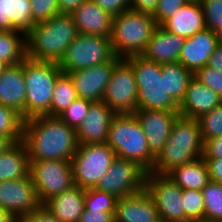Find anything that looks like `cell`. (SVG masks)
<instances>
[{
  "label": "cell",
  "mask_w": 222,
  "mask_h": 222,
  "mask_svg": "<svg viewBox=\"0 0 222 222\" xmlns=\"http://www.w3.org/2000/svg\"><path fill=\"white\" fill-rule=\"evenodd\" d=\"M115 212H103L97 209H84L79 222H115Z\"/></svg>",
  "instance_id": "45"
},
{
  "label": "cell",
  "mask_w": 222,
  "mask_h": 222,
  "mask_svg": "<svg viewBox=\"0 0 222 222\" xmlns=\"http://www.w3.org/2000/svg\"><path fill=\"white\" fill-rule=\"evenodd\" d=\"M91 103L92 102L88 100L77 98L58 117L69 127H72L76 130L88 114V108Z\"/></svg>",
  "instance_id": "37"
},
{
  "label": "cell",
  "mask_w": 222,
  "mask_h": 222,
  "mask_svg": "<svg viewBox=\"0 0 222 222\" xmlns=\"http://www.w3.org/2000/svg\"><path fill=\"white\" fill-rule=\"evenodd\" d=\"M106 143L116 157L133 161L147 173L151 172L156 157L150 152L142 126L134 113L113 116Z\"/></svg>",
  "instance_id": "4"
},
{
  "label": "cell",
  "mask_w": 222,
  "mask_h": 222,
  "mask_svg": "<svg viewBox=\"0 0 222 222\" xmlns=\"http://www.w3.org/2000/svg\"><path fill=\"white\" fill-rule=\"evenodd\" d=\"M220 43L219 34L211 29L198 31L192 37L185 39L178 62L195 74L208 65L211 55Z\"/></svg>",
  "instance_id": "17"
},
{
  "label": "cell",
  "mask_w": 222,
  "mask_h": 222,
  "mask_svg": "<svg viewBox=\"0 0 222 222\" xmlns=\"http://www.w3.org/2000/svg\"><path fill=\"white\" fill-rule=\"evenodd\" d=\"M114 56L110 37L79 34L68 46L58 66L67 74L103 64Z\"/></svg>",
  "instance_id": "9"
},
{
  "label": "cell",
  "mask_w": 222,
  "mask_h": 222,
  "mask_svg": "<svg viewBox=\"0 0 222 222\" xmlns=\"http://www.w3.org/2000/svg\"><path fill=\"white\" fill-rule=\"evenodd\" d=\"M72 16L79 34L111 36L113 16L92 0L81 3Z\"/></svg>",
  "instance_id": "23"
},
{
  "label": "cell",
  "mask_w": 222,
  "mask_h": 222,
  "mask_svg": "<svg viewBox=\"0 0 222 222\" xmlns=\"http://www.w3.org/2000/svg\"><path fill=\"white\" fill-rule=\"evenodd\" d=\"M101 9L109 12L112 16L118 15L131 9L130 0H92Z\"/></svg>",
  "instance_id": "42"
},
{
  "label": "cell",
  "mask_w": 222,
  "mask_h": 222,
  "mask_svg": "<svg viewBox=\"0 0 222 222\" xmlns=\"http://www.w3.org/2000/svg\"><path fill=\"white\" fill-rule=\"evenodd\" d=\"M115 113L105 102H92L88 114L76 129L79 145L106 143L109 125Z\"/></svg>",
  "instance_id": "18"
},
{
  "label": "cell",
  "mask_w": 222,
  "mask_h": 222,
  "mask_svg": "<svg viewBox=\"0 0 222 222\" xmlns=\"http://www.w3.org/2000/svg\"><path fill=\"white\" fill-rule=\"evenodd\" d=\"M167 31L185 39L206 28L203 9L199 0H190L163 25Z\"/></svg>",
  "instance_id": "24"
},
{
  "label": "cell",
  "mask_w": 222,
  "mask_h": 222,
  "mask_svg": "<svg viewBox=\"0 0 222 222\" xmlns=\"http://www.w3.org/2000/svg\"><path fill=\"white\" fill-rule=\"evenodd\" d=\"M24 119L13 109L0 104V134L13 143L22 141Z\"/></svg>",
  "instance_id": "33"
},
{
  "label": "cell",
  "mask_w": 222,
  "mask_h": 222,
  "mask_svg": "<svg viewBox=\"0 0 222 222\" xmlns=\"http://www.w3.org/2000/svg\"><path fill=\"white\" fill-rule=\"evenodd\" d=\"M145 189L153 198L160 220L164 222H190L185 217L182 189L166 175L146 174Z\"/></svg>",
  "instance_id": "13"
},
{
  "label": "cell",
  "mask_w": 222,
  "mask_h": 222,
  "mask_svg": "<svg viewBox=\"0 0 222 222\" xmlns=\"http://www.w3.org/2000/svg\"><path fill=\"white\" fill-rule=\"evenodd\" d=\"M29 161L70 160L78 149L76 130L58 116L40 115L24 120L23 138Z\"/></svg>",
  "instance_id": "1"
},
{
  "label": "cell",
  "mask_w": 222,
  "mask_h": 222,
  "mask_svg": "<svg viewBox=\"0 0 222 222\" xmlns=\"http://www.w3.org/2000/svg\"><path fill=\"white\" fill-rule=\"evenodd\" d=\"M13 142L6 136L0 134V154L10 147Z\"/></svg>",
  "instance_id": "50"
},
{
  "label": "cell",
  "mask_w": 222,
  "mask_h": 222,
  "mask_svg": "<svg viewBox=\"0 0 222 222\" xmlns=\"http://www.w3.org/2000/svg\"><path fill=\"white\" fill-rule=\"evenodd\" d=\"M219 36H220V41L222 43V31L219 33Z\"/></svg>",
  "instance_id": "53"
},
{
  "label": "cell",
  "mask_w": 222,
  "mask_h": 222,
  "mask_svg": "<svg viewBox=\"0 0 222 222\" xmlns=\"http://www.w3.org/2000/svg\"><path fill=\"white\" fill-rule=\"evenodd\" d=\"M209 168L210 181L222 184V159H204Z\"/></svg>",
  "instance_id": "47"
},
{
  "label": "cell",
  "mask_w": 222,
  "mask_h": 222,
  "mask_svg": "<svg viewBox=\"0 0 222 222\" xmlns=\"http://www.w3.org/2000/svg\"><path fill=\"white\" fill-rule=\"evenodd\" d=\"M194 77L215 92L222 99V73L206 65L199 69Z\"/></svg>",
  "instance_id": "40"
},
{
  "label": "cell",
  "mask_w": 222,
  "mask_h": 222,
  "mask_svg": "<svg viewBox=\"0 0 222 222\" xmlns=\"http://www.w3.org/2000/svg\"><path fill=\"white\" fill-rule=\"evenodd\" d=\"M221 103L222 99L215 92L193 77L188 84L186 95L179 105V114L186 118L198 119Z\"/></svg>",
  "instance_id": "22"
},
{
  "label": "cell",
  "mask_w": 222,
  "mask_h": 222,
  "mask_svg": "<svg viewBox=\"0 0 222 222\" xmlns=\"http://www.w3.org/2000/svg\"><path fill=\"white\" fill-rule=\"evenodd\" d=\"M119 59L120 57L114 56L103 64L67 73L73 81L78 98L90 102L102 101L114 65Z\"/></svg>",
  "instance_id": "15"
},
{
  "label": "cell",
  "mask_w": 222,
  "mask_h": 222,
  "mask_svg": "<svg viewBox=\"0 0 222 222\" xmlns=\"http://www.w3.org/2000/svg\"><path fill=\"white\" fill-rule=\"evenodd\" d=\"M166 176L182 190H203L210 182L208 164L202 157L173 168Z\"/></svg>",
  "instance_id": "27"
},
{
  "label": "cell",
  "mask_w": 222,
  "mask_h": 222,
  "mask_svg": "<svg viewBox=\"0 0 222 222\" xmlns=\"http://www.w3.org/2000/svg\"><path fill=\"white\" fill-rule=\"evenodd\" d=\"M17 222H60L45 206L41 205L37 210L25 214L17 219Z\"/></svg>",
  "instance_id": "43"
},
{
  "label": "cell",
  "mask_w": 222,
  "mask_h": 222,
  "mask_svg": "<svg viewBox=\"0 0 222 222\" xmlns=\"http://www.w3.org/2000/svg\"><path fill=\"white\" fill-rule=\"evenodd\" d=\"M115 222H158L156 204L146 189L118 198L114 214Z\"/></svg>",
  "instance_id": "19"
},
{
  "label": "cell",
  "mask_w": 222,
  "mask_h": 222,
  "mask_svg": "<svg viewBox=\"0 0 222 222\" xmlns=\"http://www.w3.org/2000/svg\"><path fill=\"white\" fill-rule=\"evenodd\" d=\"M32 22L34 24L48 21L60 14L58 0H30Z\"/></svg>",
  "instance_id": "39"
},
{
  "label": "cell",
  "mask_w": 222,
  "mask_h": 222,
  "mask_svg": "<svg viewBox=\"0 0 222 222\" xmlns=\"http://www.w3.org/2000/svg\"><path fill=\"white\" fill-rule=\"evenodd\" d=\"M185 38L170 33L162 26H157L142 56L158 64L178 62Z\"/></svg>",
  "instance_id": "21"
},
{
  "label": "cell",
  "mask_w": 222,
  "mask_h": 222,
  "mask_svg": "<svg viewBox=\"0 0 222 222\" xmlns=\"http://www.w3.org/2000/svg\"><path fill=\"white\" fill-rule=\"evenodd\" d=\"M161 74L165 75L167 92L180 105L194 74L179 62L161 64Z\"/></svg>",
  "instance_id": "29"
},
{
  "label": "cell",
  "mask_w": 222,
  "mask_h": 222,
  "mask_svg": "<svg viewBox=\"0 0 222 222\" xmlns=\"http://www.w3.org/2000/svg\"><path fill=\"white\" fill-rule=\"evenodd\" d=\"M29 175L42 205L75 186L70 160L30 161Z\"/></svg>",
  "instance_id": "10"
},
{
  "label": "cell",
  "mask_w": 222,
  "mask_h": 222,
  "mask_svg": "<svg viewBox=\"0 0 222 222\" xmlns=\"http://www.w3.org/2000/svg\"><path fill=\"white\" fill-rule=\"evenodd\" d=\"M190 0H159L157 8L152 15L158 26H162L177 10Z\"/></svg>",
  "instance_id": "41"
},
{
  "label": "cell",
  "mask_w": 222,
  "mask_h": 222,
  "mask_svg": "<svg viewBox=\"0 0 222 222\" xmlns=\"http://www.w3.org/2000/svg\"><path fill=\"white\" fill-rule=\"evenodd\" d=\"M159 0H130L131 9L153 15Z\"/></svg>",
  "instance_id": "46"
},
{
  "label": "cell",
  "mask_w": 222,
  "mask_h": 222,
  "mask_svg": "<svg viewBox=\"0 0 222 222\" xmlns=\"http://www.w3.org/2000/svg\"><path fill=\"white\" fill-rule=\"evenodd\" d=\"M85 189H71L47 200L45 206L60 222H79L84 211Z\"/></svg>",
  "instance_id": "25"
},
{
  "label": "cell",
  "mask_w": 222,
  "mask_h": 222,
  "mask_svg": "<svg viewBox=\"0 0 222 222\" xmlns=\"http://www.w3.org/2000/svg\"><path fill=\"white\" fill-rule=\"evenodd\" d=\"M84 1L87 0H58L60 13L72 14Z\"/></svg>",
  "instance_id": "48"
},
{
  "label": "cell",
  "mask_w": 222,
  "mask_h": 222,
  "mask_svg": "<svg viewBox=\"0 0 222 222\" xmlns=\"http://www.w3.org/2000/svg\"><path fill=\"white\" fill-rule=\"evenodd\" d=\"M78 35L72 14H57L36 23L26 34V57L59 64Z\"/></svg>",
  "instance_id": "2"
},
{
  "label": "cell",
  "mask_w": 222,
  "mask_h": 222,
  "mask_svg": "<svg viewBox=\"0 0 222 222\" xmlns=\"http://www.w3.org/2000/svg\"><path fill=\"white\" fill-rule=\"evenodd\" d=\"M34 25L30 0H0V31L17 30L26 35Z\"/></svg>",
  "instance_id": "26"
},
{
  "label": "cell",
  "mask_w": 222,
  "mask_h": 222,
  "mask_svg": "<svg viewBox=\"0 0 222 222\" xmlns=\"http://www.w3.org/2000/svg\"><path fill=\"white\" fill-rule=\"evenodd\" d=\"M146 174L137 163L116 157L95 189L110 193L117 199L136 194L145 189Z\"/></svg>",
  "instance_id": "12"
},
{
  "label": "cell",
  "mask_w": 222,
  "mask_h": 222,
  "mask_svg": "<svg viewBox=\"0 0 222 222\" xmlns=\"http://www.w3.org/2000/svg\"><path fill=\"white\" fill-rule=\"evenodd\" d=\"M134 115L142 126L150 152L157 157L167 142L174 121L180 115L179 111L137 109Z\"/></svg>",
  "instance_id": "16"
},
{
  "label": "cell",
  "mask_w": 222,
  "mask_h": 222,
  "mask_svg": "<svg viewBox=\"0 0 222 222\" xmlns=\"http://www.w3.org/2000/svg\"><path fill=\"white\" fill-rule=\"evenodd\" d=\"M0 222H17V219L9 212L0 208Z\"/></svg>",
  "instance_id": "51"
},
{
  "label": "cell",
  "mask_w": 222,
  "mask_h": 222,
  "mask_svg": "<svg viewBox=\"0 0 222 222\" xmlns=\"http://www.w3.org/2000/svg\"><path fill=\"white\" fill-rule=\"evenodd\" d=\"M157 26L151 14L133 9L113 16L110 40L115 56L141 55Z\"/></svg>",
  "instance_id": "5"
},
{
  "label": "cell",
  "mask_w": 222,
  "mask_h": 222,
  "mask_svg": "<svg viewBox=\"0 0 222 222\" xmlns=\"http://www.w3.org/2000/svg\"><path fill=\"white\" fill-rule=\"evenodd\" d=\"M115 114L134 113L138 109V88L132 65L120 58L114 65L102 99Z\"/></svg>",
  "instance_id": "11"
},
{
  "label": "cell",
  "mask_w": 222,
  "mask_h": 222,
  "mask_svg": "<svg viewBox=\"0 0 222 222\" xmlns=\"http://www.w3.org/2000/svg\"><path fill=\"white\" fill-rule=\"evenodd\" d=\"M203 142V159H222V135Z\"/></svg>",
  "instance_id": "44"
},
{
  "label": "cell",
  "mask_w": 222,
  "mask_h": 222,
  "mask_svg": "<svg viewBox=\"0 0 222 222\" xmlns=\"http://www.w3.org/2000/svg\"><path fill=\"white\" fill-rule=\"evenodd\" d=\"M125 59L134 71L138 88V109L179 111V104L166 90L161 64L142 55H131Z\"/></svg>",
  "instance_id": "6"
},
{
  "label": "cell",
  "mask_w": 222,
  "mask_h": 222,
  "mask_svg": "<svg viewBox=\"0 0 222 222\" xmlns=\"http://www.w3.org/2000/svg\"><path fill=\"white\" fill-rule=\"evenodd\" d=\"M26 85V119L48 115L57 78L63 73L57 63L33 60L23 61Z\"/></svg>",
  "instance_id": "7"
},
{
  "label": "cell",
  "mask_w": 222,
  "mask_h": 222,
  "mask_svg": "<svg viewBox=\"0 0 222 222\" xmlns=\"http://www.w3.org/2000/svg\"><path fill=\"white\" fill-rule=\"evenodd\" d=\"M117 198L106 192H101L95 188L85 190V209H97L103 212H115Z\"/></svg>",
  "instance_id": "36"
},
{
  "label": "cell",
  "mask_w": 222,
  "mask_h": 222,
  "mask_svg": "<svg viewBox=\"0 0 222 222\" xmlns=\"http://www.w3.org/2000/svg\"><path fill=\"white\" fill-rule=\"evenodd\" d=\"M8 67V64L0 60V75L4 72V70Z\"/></svg>",
  "instance_id": "52"
},
{
  "label": "cell",
  "mask_w": 222,
  "mask_h": 222,
  "mask_svg": "<svg viewBox=\"0 0 222 222\" xmlns=\"http://www.w3.org/2000/svg\"><path fill=\"white\" fill-rule=\"evenodd\" d=\"M0 104L13 109L26 120V85L23 62L8 65L0 75Z\"/></svg>",
  "instance_id": "20"
},
{
  "label": "cell",
  "mask_w": 222,
  "mask_h": 222,
  "mask_svg": "<svg viewBox=\"0 0 222 222\" xmlns=\"http://www.w3.org/2000/svg\"><path fill=\"white\" fill-rule=\"evenodd\" d=\"M203 139L197 119L178 116L151 172L166 175L173 168L202 157Z\"/></svg>",
  "instance_id": "3"
},
{
  "label": "cell",
  "mask_w": 222,
  "mask_h": 222,
  "mask_svg": "<svg viewBox=\"0 0 222 222\" xmlns=\"http://www.w3.org/2000/svg\"><path fill=\"white\" fill-rule=\"evenodd\" d=\"M185 217L190 222H204V200L202 190H182Z\"/></svg>",
  "instance_id": "34"
},
{
  "label": "cell",
  "mask_w": 222,
  "mask_h": 222,
  "mask_svg": "<svg viewBox=\"0 0 222 222\" xmlns=\"http://www.w3.org/2000/svg\"><path fill=\"white\" fill-rule=\"evenodd\" d=\"M202 193L204 222H222V184L210 181Z\"/></svg>",
  "instance_id": "32"
},
{
  "label": "cell",
  "mask_w": 222,
  "mask_h": 222,
  "mask_svg": "<svg viewBox=\"0 0 222 222\" xmlns=\"http://www.w3.org/2000/svg\"><path fill=\"white\" fill-rule=\"evenodd\" d=\"M116 158L107 143L79 145L72 158L74 185L95 188Z\"/></svg>",
  "instance_id": "8"
},
{
  "label": "cell",
  "mask_w": 222,
  "mask_h": 222,
  "mask_svg": "<svg viewBox=\"0 0 222 222\" xmlns=\"http://www.w3.org/2000/svg\"><path fill=\"white\" fill-rule=\"evenodd\" d=\"M77 98L72 79L68 74L62 73L54 85L50 116L61 115Z\"/></svg>",
  "instance_id": "31"
},
{
  "label": "cell",
  "mask_w": 222,
  "mask_h": 222,
  "mask_svg": "<svg viewBox=\"0 0 222 222\" xmlns=\"http://www.w3.org/2000/svg\"><path fill=\"white\" fill-rule=\"evenodd\" d=\"M40 203L30 175L0 182V208L18 219L37 210Z\"/></svg>",
  "instance_id": "14"
},
{
  "label": "cell",
  "mask_w": 222,
  "mask_h": 222,
  "mask_svg": "<svg viewBox=\"0 0 222 222\" xmlns=\"http://www.w3.org/2000/svg\"><path fill=\"white\" fill-rule=\"evenodd\" d=\"M205 17L206 28L222 31V0H199Z\"/></svg>",
  "instance_id": "38"
},
{
  "label": "cell",
  "mask_w": 222,
  "mask_h": 222,
  "mask_svg": "<svg viewBox=\"0 0 222 222\" xmlns=\"http://www.w3.org/2000/svg\"><path fill=\"white\" fill-rule=\"evenodd\" d=\"M197 120L203 141L222 135V103L211 112L200 116Z\"/></svg>",
  "instance_id": "35"
},
{
  "label": "cell",
  "mask_w": 222,
  "mask_h": 222,
  "mask_svg": "<svg viewBox=\"0 0 222 222\" xmlns=\"http://www.w3.org/2000/svg\"><path fill=\"white\" fill-rule=\"evenodd\" d=\"M208 66L218 70L222 73V43H220L214 50L209 59Z\"/></svg>",
  "instance_id": "49"
},
{
  "label": "cell",
  "mask_w": 222,
  "mask_h": 222,
  "mask_svg": "<svg viewBox=\"0 0 222 222\" xmlns=\"http://www.w3.org/2000/svg\"><path fill=\"white\" fill-rule=\"evenodd\" d=\"M26 58V35L17 30L0 31V60L17 65Z\"/></svg>",
  "instance_id": "30"
},
{
  "label": "cell",
  "mask_w": 222,
  "mask_h": 222,
  "mask_svg": "<svg viewBox=\"0 0 222 222\" xmlns=\"http://www.w3.org/2000/svg\"><path fill=\"white\" fill-rule=\"evenodd\" d=\"M29 156L23 141L15 142L0 154V182L29 175Z\"/></svg>",
  "instance_id": "28"
}]
</instances>
